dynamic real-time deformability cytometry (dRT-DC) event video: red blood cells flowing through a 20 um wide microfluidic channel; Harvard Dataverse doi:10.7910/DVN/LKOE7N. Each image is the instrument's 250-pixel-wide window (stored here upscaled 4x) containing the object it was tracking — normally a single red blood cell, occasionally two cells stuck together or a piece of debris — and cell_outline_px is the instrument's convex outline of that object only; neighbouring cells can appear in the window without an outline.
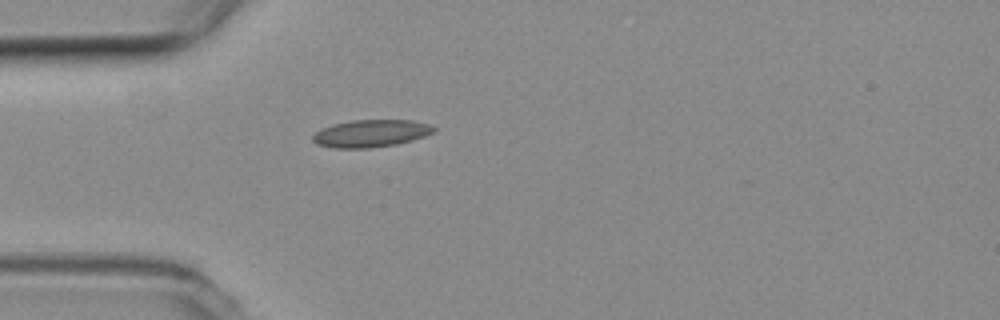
{"species": "common noctule bat (a hibernating species)", "species_latin": "Nyctalus noctula", "temperature_condition": "room temperature", "stored_images_in_passage": 32, "camera_frame_rate_fps": 3000, "um_per_image_px": 0.085, "animal": {"sex": "female", "body_mass_g": 19.3, "forearm_length_mm": 54.1}, "frame": {"image": 1, "passage_image": 1, "time_ms": 0.0, "image_size_px": [1000, 320], "cell_outline_px": [[436, 132], [412, 140], [396, 144], [368, 148], [332, 148], [316, 144], [312, 140], [312, 136], [320, 128], [332, 124], [352, 120], [412, 120], [428, 124], [436, 128]], "centroid_in_image_um": [31.5, 11.34], "position_along_channel_um": 53.5, "area_um2": 19.42}}
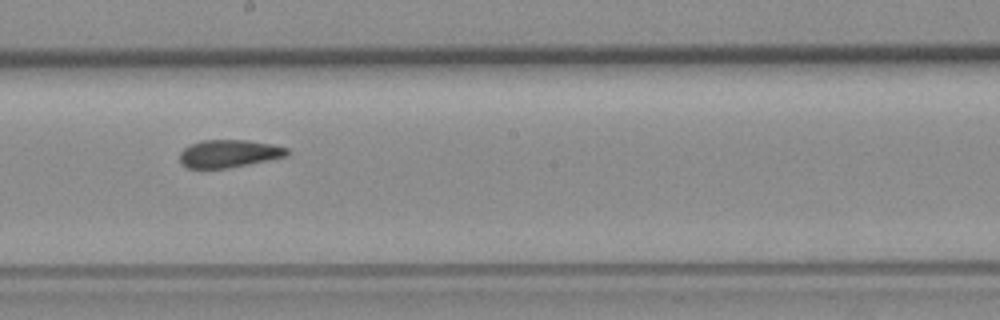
{"frame": {"image": 2, "passage_image": 16, "time_ms": 5.0, "image_size_px": [1000, 320], "cell_outline_px": [[292, 152], [288, 156], [228, 168], [188, 168], [180, 160], [180, 152], [184, 148], [192, 144], [204, 140], [248, 140], [272, 144], [288, 148]], "centroid_in_image_um": [19.52, 13.05], "position_along_channel_um": 228.7, "area_um2": 17.28}}
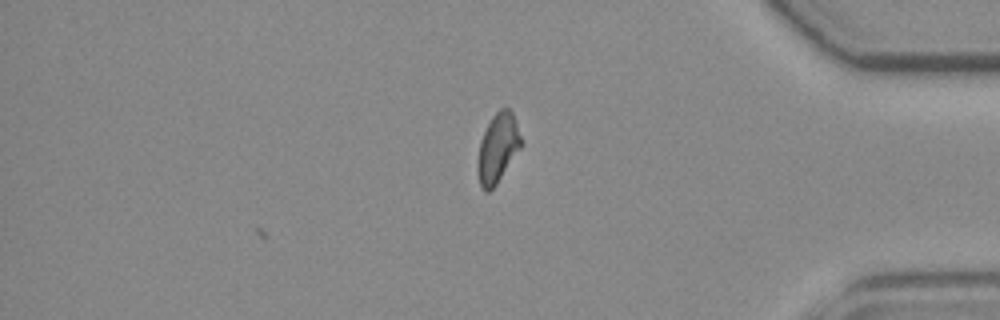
{"frame": {"image": 3, "passage_image": 32, "time_ms": 10.333, "image_size_px": [1000, 320], "cell_outline_px": [[524, 144], [496, 184], [488, 192], [484, 192], [480, 184], [476, 172], [476, 164], [480, 140], [492, 116], [500, 108], [508, 108], [512, 112]], "centroid_in_image_um": [42.3, 12.6], "position_along_channel_um": 392.9, "area_um2": 17.69}, "authors_computed_cell_mechanics": {"area_um2": 17.9758, "velocity_mm_per_s": 3.6307, "shape_relaxation_time_tau1_ms": null, "shape_relaxation_time_tau2_ms": 3.18, "deformation_change_tau1": null, "deformation_change_tau2": 0.0911}}